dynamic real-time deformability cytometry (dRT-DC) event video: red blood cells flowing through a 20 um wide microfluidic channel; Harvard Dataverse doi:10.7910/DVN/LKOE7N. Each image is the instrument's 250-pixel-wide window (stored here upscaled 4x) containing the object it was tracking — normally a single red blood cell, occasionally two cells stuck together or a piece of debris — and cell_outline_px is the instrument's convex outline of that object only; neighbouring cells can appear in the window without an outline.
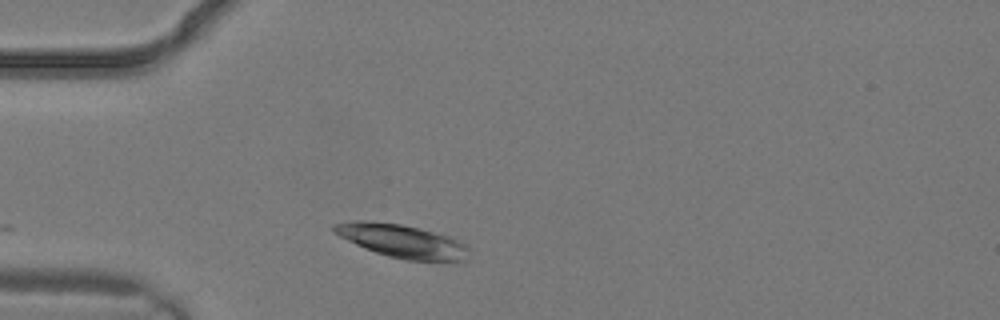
{"species": "common noctule bat (a hibernating species)", "species_latin": "Nyctalus noctula", "temperature_condition": "warm", "stored_images_in_passage": 3, "camera_frame_rate_fps": 3000, "um_per_image_px": 0.085, "animal": {"sex": "male", "body_mass_g": 19.2, "forearm_length_mm": 51.8}, "frame": {"image": 1, "passage_image": 3, "time_ms": 0.667, "image_size_px": [1000, 320], "cell_outline_px": [[468, 260], [404, 260], [388, 256], [376, 252], [356, 244], [332, 232], [332, 224], [352, 220], [368, 220], [400, 224], [448, 236], [464, 244], [468, 248]], "centroid_in_image_um": [34.11, 20.47], "position_along_channel_um": 50.9, "area_um2": 25.72}}